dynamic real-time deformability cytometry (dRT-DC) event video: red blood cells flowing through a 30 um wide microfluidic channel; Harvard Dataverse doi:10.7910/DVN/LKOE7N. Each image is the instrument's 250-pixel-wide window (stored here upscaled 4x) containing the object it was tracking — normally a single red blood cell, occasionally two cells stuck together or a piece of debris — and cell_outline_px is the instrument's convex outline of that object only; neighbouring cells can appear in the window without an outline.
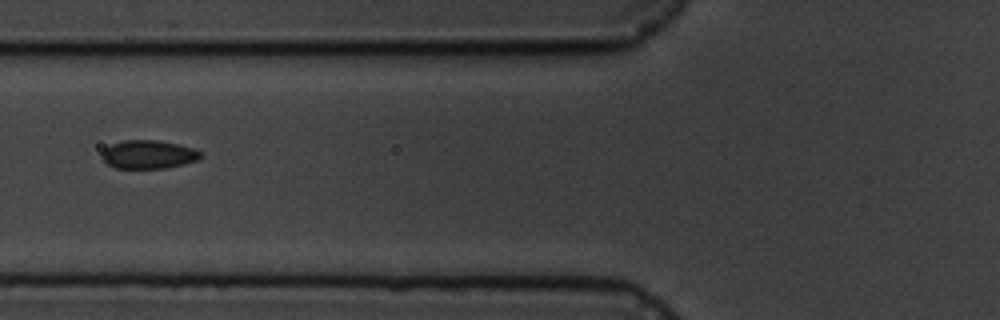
{"species": "common noctule bat (a hibernating species)", "species_latin": "Nyctalus noctula", "temperature_condition": "cold", "stored_images_in_passage": 5, "camera_frame_rate_fps": 3000, "um_per_image_px": 0.085, "animal": {"sex": "male", "body_mass_g": 19.5, "forearm_length_mm": 54.6}, "frame": {"image": 1, "passage_image": 3, "time_ms": 2.333, "image_size_px": [1000, 320], "cell_outline_px": [[200, 156], [196, 160], [184, 164], [164, 168], [116, 168], [108, 164], [100, 156], [100, 152], [104, 148], [112, 144], [124, 140], [160, 140], [180, 144], [192, 148], [200, 152]], "centroid_in_image_um": [12.57, 13.12], "position_along_channel_um": 113.2, "area_um2": 16.36}}
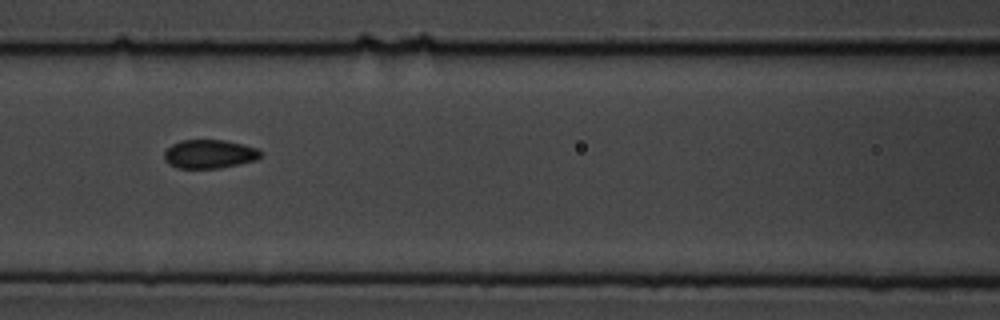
{"frame": {"image": 2, "passage_image": 4, "time_ms": 3.333, "image_size_px": [1000, 320], "cell_outline_px": [[260, 156], [256, 160], [220, 168], [176, 168], [168, 164], [164, 160], [164, 152], [172, 144], [180, 140], [224, 140], [256, 148], [260, 152]], "centroid_in_image_um": [17.74, 13.1], "position_along_channel_um": 148.9, "area_um2": 16.01}}
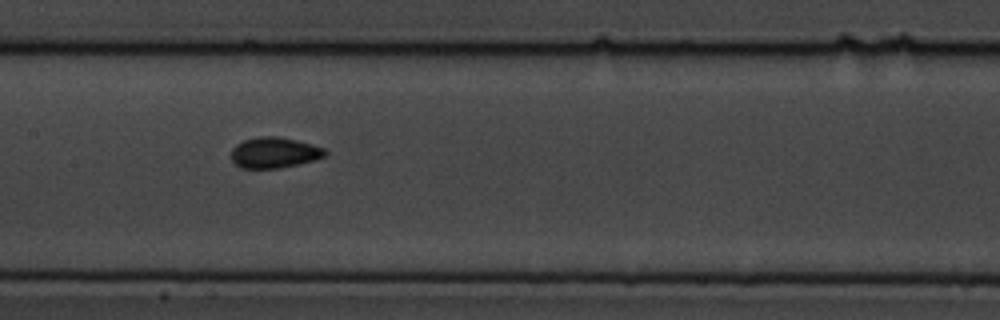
{"frame": {"image": 3, "passage_image": 5, "time_ms": 4.333, "image_size_px": [1000, 320], "cell_outline_px": [[328, 152], [324, 156], [316, 160], [280, 168], [240, 168], [232, 160], [232, 148], [236, 144], [244, 140], [260, 136], [276, 136], [296, 140], [312, 144], [324, 148]], "centroid_in_image_um": [23.33, 12.97], "position_along_channel_um": 184.1, "area_um2": 16.82}}